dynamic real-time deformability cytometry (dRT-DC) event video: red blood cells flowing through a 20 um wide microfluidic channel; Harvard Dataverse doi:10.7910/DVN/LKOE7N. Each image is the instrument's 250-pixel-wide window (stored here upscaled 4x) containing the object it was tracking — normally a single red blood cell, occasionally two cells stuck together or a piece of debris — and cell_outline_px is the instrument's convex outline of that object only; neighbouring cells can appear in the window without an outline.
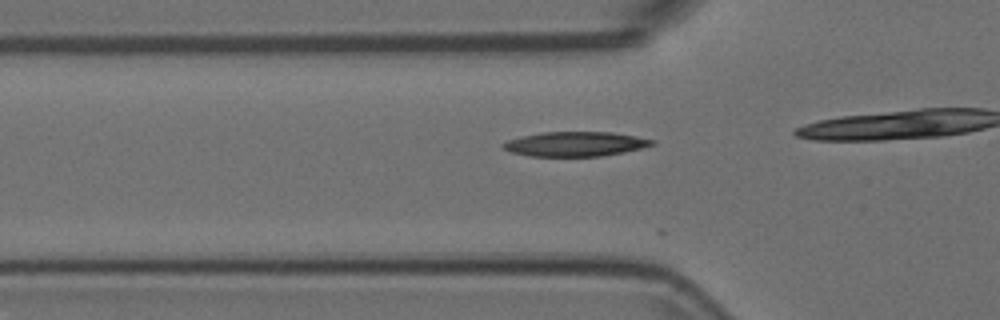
{"species": "Egyptian fruit bat (a non-hibernating species)", "species_latin": "Rousettus aegyptiacus", "temperature_condition": "room temperature", "stored_images_in_passage": 12, "camera_frame_rate_fps": 3000, "um_per_image_px": 0.085, "animal": {"sex": "female"}, "frame": {"image": 1, "passage_image": 8, "time_ms": 2.333, "image_size_px": [1000, 320], "cell_outline_px": [[656, 144], [624, 152], [600, 156], [528, 156], [512, 152], [504, 148], [500, 144], [508, 140], [524, 136], [544, 132], [612, 132], [636, 136], [656, 140]], "centroid_in_image_um": [48.93, 12.24], "position_along_channel_um": 76.9, "area_um2": 21.21}}
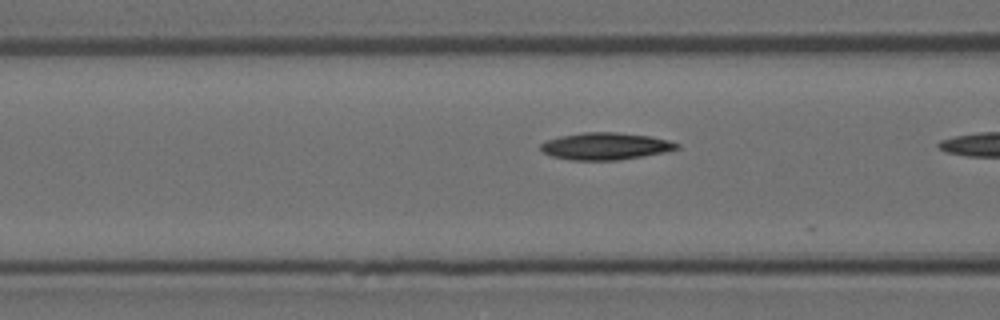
{"frame": {"image": 2, "passage_image": 11, "time_ms": 3.333, "image_size_px": [1000, 320], "cell_outline_px": [[680, 148], [664, 152], [644, 156], [620, 160], [572, 160], [552, 156], [544, 152], [540, 148], [540, 144], [548, 140], [560, 136], [584, 132], [616, 132], [652, 136], [668, 140], [680, 144]], "centroid_in_image_um": [51.5, 12.42], "position_along_channel_um": 115.1, "area_um2": 21.5}}